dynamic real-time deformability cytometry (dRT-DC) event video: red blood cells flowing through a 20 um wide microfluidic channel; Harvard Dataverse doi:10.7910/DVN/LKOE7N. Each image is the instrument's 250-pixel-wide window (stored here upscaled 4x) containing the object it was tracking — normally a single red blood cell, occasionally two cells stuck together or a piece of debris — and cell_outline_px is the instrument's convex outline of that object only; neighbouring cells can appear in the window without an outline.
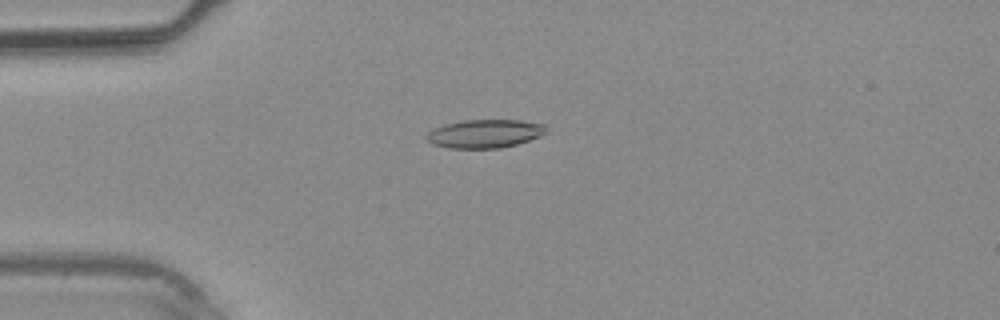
{"species": "common noctule bat (a hibernating species)", "species_latin": "Nyctalus noctula", "temperature_condition": "warm", "stored_images_in_passage": 36, "camera_frame_rate_fps": 3000, "um_per_image_px": 0.085, "animal": {"sex": "male", "body_mass_g": 20.4}, "frame": {"image": 1, "passage_image": 8, "time_ms": 2.333, "image_size_px": [1000, 320], "cell_outline_px": [[548, 132], [540, 136], [516, 144], [500, 148], [448, 148], [432, 144], [424, 136], [432, 128], [444, 124], [464, 120], [520, 120], [544, 124]], "centroid_in_image_um": [41.18, 11.36], "position_along_channel_um": 43.8, "area_um2": 19.88}}
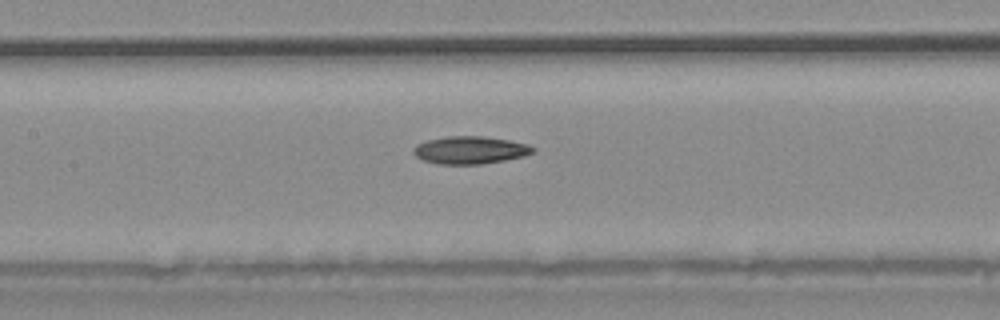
{"frame": {"image": 2, "passage_image": 16, "time_ms": 5.0, "image_size_px": [1000, 320], "cell_outline_px": [[536, 152], [524, 156], [504, 160], [480, 164], [440, 164], [424, 160], [416, 156], [412, 152], [412, 148], [416, 144], [428, 140], [448, 136], [484, 136], [508, 140], [528, 144], [536, 148]], "centroid_in_image_um": [39.98, 12.75], "position_along_channel_um": 167.4, "area_um2": 19.25}}
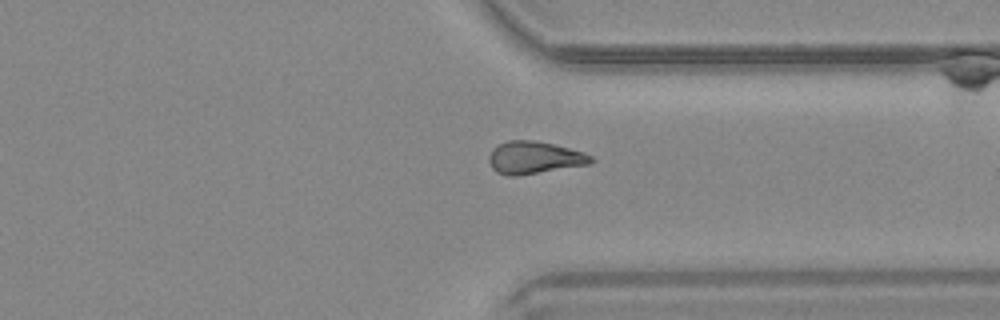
{"frame": {"image": 3, "passage_image": 27, "time_ms": 8.667, "image_size_px": [1000, 320], "cell_outline_px": [[596, 160], [592, 164], [520, 176], [508, 176], [496, 172], [492, 168], [488, 160], [488, 156], [500, 144], [508, 140], [532, 140], [552, 144], [584, 152], [592, 156]], "centroid_in_image_um": [45.46, 13.42], "position_along_channel_um": 365.9, "area_um2": 19.42}}